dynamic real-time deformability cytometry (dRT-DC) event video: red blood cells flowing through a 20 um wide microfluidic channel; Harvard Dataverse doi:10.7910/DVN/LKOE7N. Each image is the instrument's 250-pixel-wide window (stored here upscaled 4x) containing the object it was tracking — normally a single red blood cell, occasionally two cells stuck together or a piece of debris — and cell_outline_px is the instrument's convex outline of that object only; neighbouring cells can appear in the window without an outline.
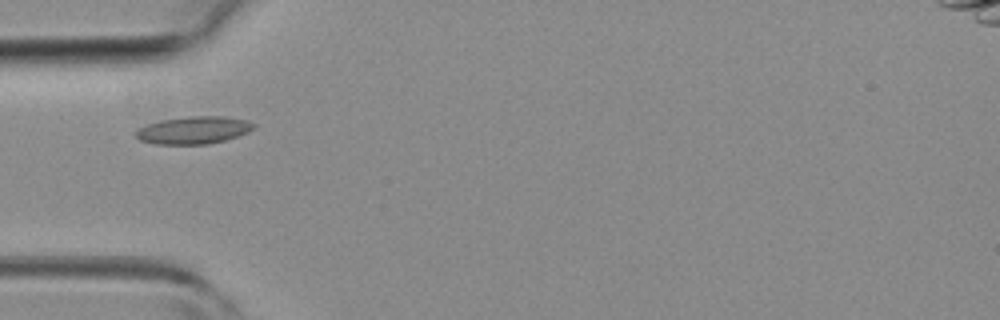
{"species": "common noctule bat (a hibernating species)", "species_latin": "Nyctalus noctula", "temperature_condition": "room temperature", "stored_images_in_passage": 3, "camera_frame_rate_fps": 3000, "um_per_image_px": 0.085, "animal": {"sex": "female", "body_mass_g": 19.3, "forearm_length_mm": 54.1}, "frame": {"image": 1, "passage_image": 3, "time_ms": 2.0, "image_size_px": [1000, 320], "cell_outline_px": [[256, 124], [248, 132], [224, 140], [208, 144], [156, 144], [140, 140], [136, 136], [136, 132], [140, 128], [148, 124], [160, 120], [188, 116], [224, 116], [248, 120]], "centroid_in_image_um": [16.47, 11.05], "position_along_channel_um": 68.5, "area_um2": 18.73}}